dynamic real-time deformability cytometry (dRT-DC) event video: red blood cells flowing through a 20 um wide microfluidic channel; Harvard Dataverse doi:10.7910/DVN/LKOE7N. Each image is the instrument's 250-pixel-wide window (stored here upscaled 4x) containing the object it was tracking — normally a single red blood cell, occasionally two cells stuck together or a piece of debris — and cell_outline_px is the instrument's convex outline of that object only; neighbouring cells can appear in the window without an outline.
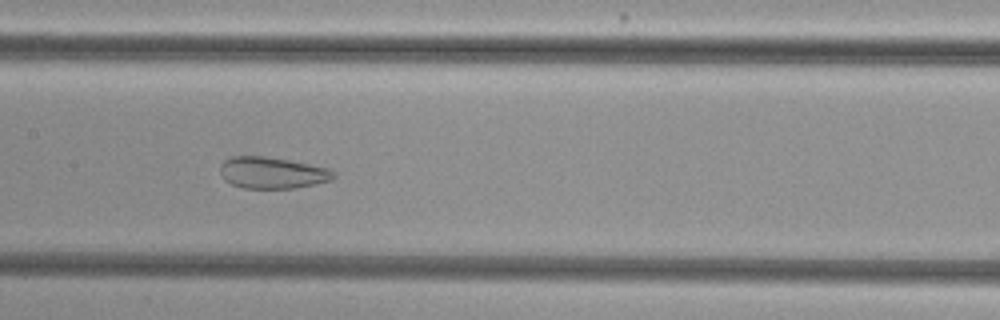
{"species": "common noctule bat (a hibernating species)", "species_latin": "Nyctalus noctula", "temperature_condition": "cold", "stored_images_in_passage": 54, "camera_frame_rate_fps": 3000, "um_per_image_px": 0.085, "animal": {"sex": "female", "body_mass_g": 29.2, "forearm_length_mm": 56.3}, "frame": {"image": 1, "passage_image": 26, "time_ms": 8.333, "image_size_px": [1000, 320], "cell_outline_px": [[336, 176], [332, 180], [316, 184], [296, 188], [244, 188], [232, 184], [224, 180], [220, 172], [220, 164], [224, 160], [232, 156], [264, 156], [288, 160], [328, 168], [336, 172]], "centroid_in_image_um": [23.14, 14.69], "position_along_channel_um": 184.3, "area_um2": 20.92}}
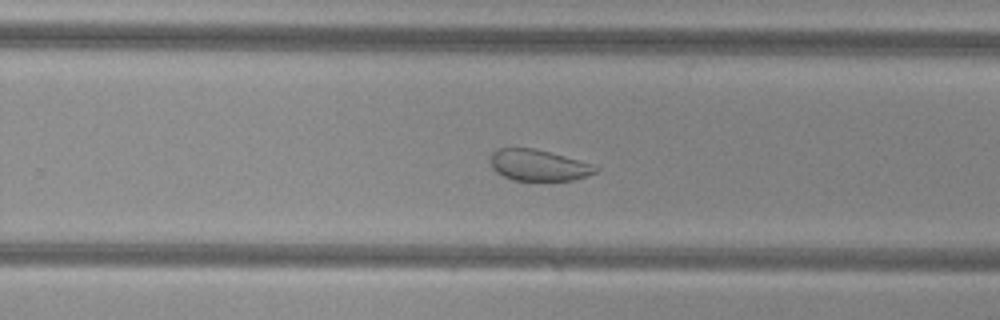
{"frame": {"image": 2, "passage_image": 34, "time_ms": 11.0, "image_size_px": [1000, 320], "cell_outline_px": [[600, 168], [596, 172], [588, 176], [572, 180], [512, 180], [496, 172], [492, 168], [492, 152], [500, 148], [536, 148], [592, 164]], "centroid_in_image_um": [45.79, 14.04], "position_along_channel_um": 284.0, "area_um2": 18.96}}
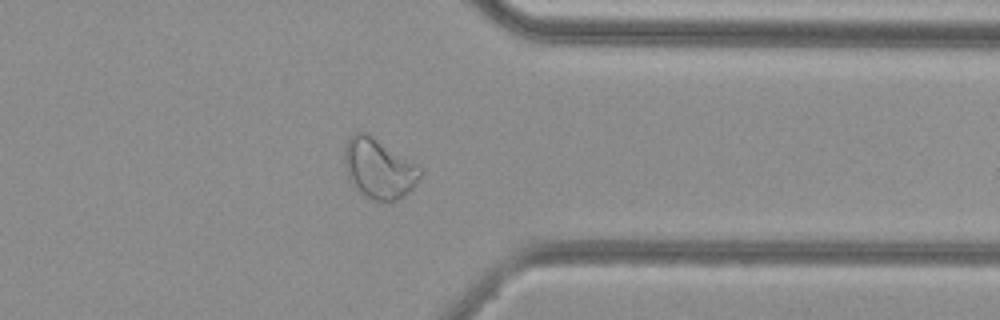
{"frame": {"image": 3, "passage_image": 42, "time_ms": 13.667, "image_size_px": [1000, 320], "cell_outline_px": [[424, 172], [416, 184], [408, 192], [396, 200], [388, 204], [372, 200], [360, 192], [348, 180], [344, 164], [344, 148], [348, 140], [356, 132], [368, 132], [420, 164], [424, 168]], "centroid_in_image_um": [32.25, 14.32], "position_along_channel_um": 379.2, "area_um2": 27.4}, "authors_computed_cell_mechanics": {"area_um2": 28.6399, "velocity_mm_per_s": 3.7462, "shape_relaxation_time_tau1_ms": null, "shape_relaxation_time_tau2_ms": 1.1374, "deformation_change_tau1": null, "deformation_change_tau2": 0.0727}}